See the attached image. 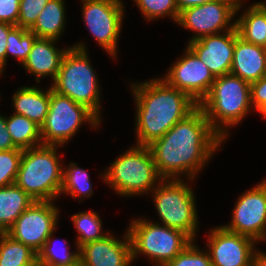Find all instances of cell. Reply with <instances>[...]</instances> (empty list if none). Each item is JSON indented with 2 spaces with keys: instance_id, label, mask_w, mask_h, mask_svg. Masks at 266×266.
I'll return each instance as SVG.
<instances>
[{
  "instance_id": "44dd1931",
  "label": "cell",
  "mask_w": 266,
  "mask_h": 266,
  "mask_svg": "<svg viewBox=\"0 0 266 266\" xmlns=\"http://www.w3.org/2000/svg\"><path fill=\"white\" fill-rule=\"evenodd\" d=\"M236 21L239 37L248 43L266 47V3L252 4Z\"/></svg>"
},
{
  "instance_id": "6da1fadb",
  "label": "cell",
  "mask_w": 266,
  "mask_h": 266,
  "mask_svg": "<svg viewBox=\"0 0 266 266\" xmlns=\"http://www.w3.org/2000/svg\"><path fill=\"white\" fill-rule=\"evenodd\" d=\"M223 141L198 106L149 147L162 179H179L186 174L194 180Z\"/></svg>"
},
{
  "instance_id": "d6986e66",
  "label": "cell",
  "mask_w": 266,
  "mask_h": 266,
  "mask_svg": "<svg viewBox=\"0 0 266 266\" xmlns=\"http://www.w3.org/2000/svg\"><path fill=\"white\" fill-rule=\"evenodd\" d=\"M56 41L54 39L37 38L27 59L21 64L29 73L36 76L38 83L40 82L39 78L44 76L46 78L47 75L51 76L54 81L58 74L61 61L68 48L57 49L54 45L57 43Z\"/></svg>"
},
{
  "instance_id": "4dcf8cb0",
  "label": "cell",
  "mask_w": 266,
  "mask_h": 266,
  "mask_svg": "<svg viewBox=\"0 0 266 266\" xmlns=\"http://www.w3.org/2000/svg\"><path fill=\"white\" fill-rule=\"evenodd\" d=\"M22 154L23 149L0 151V188L16 182Z\"/></svg>"
},
{
  "instance_id": "e0dca14e",
  "label": "cell",
  "mask_w": 266,
  "mask_h": 266,
  "mask_svg": "<svg viewBox=\"0 0 266 266\" xmlns=\"http://www.w3.org/2000/svg\"><path fill=\"white\" fill-rule=\"evenodd\" d=\"M124 241L110 233L100 240L86 243L79 248L82 266H130L133 261L132 244L128 231Z\"/></svg>"
},
{
  "instance_id": "f1b7e54d",
  "label": "cell",
  "mask_w": 266,
  "mask_h": 266,
  "mask_svg": "<svg viewBox=\"0 0 266 266\" xmlns=\"http://www.w3.org/2000/svg\"><path fill=\"white\" fill-rule=\"evenodd\" d=\"M37 38L35 33L22 27L15 26L7 37L6 62L10 54L23 64Z\"/></svg>"
},
{
  "instance_id": "52a82bcc",
  "label": "cell",
  "mask_w": 266,
  "mask_h": 266,
  "mask_svg": "<svg viewBox=\"0 0 266 266\" xmlns=\"http://www.w3.org/2000/svg\"><path fill=\"white\" fill-rule=\"evenodd\" d=\"M152 191L163 225L182 231L195 241V232L198 230L197 210L193 190L188 184L181 178L162 179Z\"/></svg>"
},
{
  "instance_id": "8992f818",
  "label": "cell",
  "mask_w": 266,
  "mask_h": 266,
  "mask_svg": "<svg viewBox=\"0 0 266 266\" xmlns=\"http://www.w3.org/2000/svg\"><path fill=\"white\" fill-rule=\"evenodd\" d=\"M103 175L104 182L121 196L148 194L162 180L150 147L139 145L120 155Z\"/></svg>"
},
{
  "instance_id": "277c9868",
  "label": "cell",
  "mask_w": 266,
  "mask_h": 266,
  "mask_svg": "<svg viewBox=\"0 0 266 266\" xmlns=\"http://www.w3.org/2000/svg\"><path fill=\"white\" fill-rule=\"evenodd\" d=\"M58 147L42 144L23 150L15 184L35 201H54L60 195L63 167Z\"/></svg>"
},
{
  "instance_id": "f35d334b",
  "label": "cell",
  "mask_w": 266,
  "mask_h": 266,
  "mask_svg": "<svg viewBox=\"0 0 266 266\" xmlns=\"http://www.w3.org/2000/svg\"><path fill=\"white\" fill-rule=\"evenodd\" d=\"M255 266H266V254L261 253L259 257L257 258Z\"/></svg>"
},
{
  "instance_id": "ffe728a7",
  "label": "cell",
  "mask_w": 266,
  "mask_h": 266,
  "mask_svg": "<svg viewBox=\"0 0 266 266\" xmlns=\"http://www.w3.org/2000/svg\"><path fill=\"white\" fill-rule=\"evenodd\" d=\"M15 113L27 117L40 128L45 122L50 104V87L46 92L36 87H21L13 94Z\"/></svg>"
},
{
  "instance_id": "d6a6232c",
  "label": "cell",
  "mask_w": 266,
  "mask_h": 266,
  "mask_svg": "<svg viewBox=\"0 0 266 266\" xmlns=\"http://www.w3.org/2000/svg\"><path fill=\"white\" fill-rule=\"evenodd\" d=\"M49 0H20L17 26L29 30Z\"/></svg>"
},
{
  "instance_id": "5bb4252c",
  "label": "cell",
  "mask_w": 266,
  "mask_h": 266,
  "mask_svg": "<svg viewBox=\"0 0 266 266\" xmlns=\"http://www.w3.org/2000/svg\"><path fill=\"white\" fill-rule=\"evenodd\" d=\"M261 182L238 197L232 220L224 225L256 242L266 240V180Z\"/></svg>"
},
{
  "instance_id": "836d02e7",
  "label": "cell",
  "mask_w": 266,
  "mask_h": 266,
  "mask_svg": "<svg viewBox=\"0 0 266 266\" xmlns=\"http://www.w3.org/2000/svg\"><path fill=\"white\" fill-rule=\"evenodd\" d=\"M251 104L266 119V75L250 83Z\"/></svg>"
},
{
  "instance_id": "cb8c5ba5",
  "label": "cell",
  "mask_w": 266,
  "mask_h": 266,
  "mask_svg": "<svg viewBox=\"0 0 266 266\" xmlns=\"http://www.w3.org/2000/svg\"><path fill=\"white\" fill-rule=\"evenodd\" d=\"M6 129L17 148L24 150L43 144L40 127L25 116L14 113L6 117Z\"/></svg>"
},
{
  "instance_id": "9c48e42d",
  "label": "cell",
  "mask_w": 266,
  "mask_h": 266,
  "mask_svg": "<svg viewBox=\"0 0 266 266\" xmlns=\"http://www.w3.org/2000/svg\"><path fill=\"white\" fill-rule=\"evenodd\" d=\"M85 121L95 128L101 120L86 106L56 93L51 87L48 114L40 128L43 145H64Z\"/></svg>"
},
{
  "instance_id": "1f68e13d",
  "label": "cell",
  "mask_w": 266,
  "mask_h": 266,
  "mask_svg": "<svg viewBox=\"0 0 266 266\" xmlns=\"http://www.w3.org/2000/svg\"><path fill=\"white\" fill-rule=\"evenodd\" d=\"M191 241L173 260L164 266H212L210 254L199 249Z\"/></svg>"
},
{
  "instance_id": "d4e9b609",
  "label": "cell",
  "mask_w": 266,
  "mask_h": 266,
  "mask_svg": "<svg viewBox=\"0 0 266 266\" xmlns=\"http://www.w3.org/2000/svg\"><path fill=\"white\" fill-rule=\"evenodd\" d=\"M0 266H37V253L6 232H0Z\"/></svg>"
},
{
  "instance_id": "ba28073f",
  "label": "cell",
  "mask_w": 266,
  "mask_h": 266,
  "mask_svg": "<svg viewBox=\"0 0 266 266\" xmlns=\"http://www.w3.org/2000/svg\"><path fill=\"white\" fill-rule=\"evenodd\" d=\"M133 260L144 254L156 266L173 260L192 240L182 231L144 219H135L128 228Z\"/></svg>"
},
{
  "instance_id": "60d3db41",
  "label": "cell",
  "mask_w": 266,
  "mask_h": 266,
  "mask_svg": "<svg viewBox=\"0 0 266 266\" xmlns=\"http://www.w3.org/2000/svg\"><path fill=\"white\" fill-rule=\"evenodd\" d=\"M265 63H266V47H264Z\"/></svg>"
},
{
  "instance_id": "603a6c76",
  "label": "cell",
  "mask_w": 266,
  "mask_h": 266,
  "mask_svg": "<svg viewBox=\"0 0 266 266\" xmlns=\"http://www.w3.org/2000/svg\"><path fill=\"white\" fill-rule=\"evenodd\" d=\"M65 20L64 0H49L29 31L38 38L58 40L64 32Z\"/></svg>"
},
{
  "instance_id": "83f0119b",
  "label": "cell",
  "mask_w": 266,
  "mask_h": 266,
  "mask_svg": "<svg viewBox=\"0 0 266 266\" xmlns=\"http://www.w3.org/2000/svg\"><path fill=\"white\" fill-rule=\"evenodd\" d=\"M53 233L47 238L42 249L37 254V264H54V265H71L81 264L79 248L76 252L68 251V247L61 245L56 247L53 245L55 239H52ZM59 243V242H58Z\"/></svg>"
},
{
  "instance_id": "f546056e",
  "label": "cell",
  "mask_w": 266,
  "mask_h": 266,
  "mask_svg": "<svg viewBox=\"0 0 266 266\" xmlns=\"http://www.w3.org/2000/svg\"><path fill=\"white\" fill-rule=\"evenodd\" d=\"M147 21L171 16L177 22L179 11L175 0H133Z\"/></svg>"
},
{
  "instance_id": "484cf974",
  "label": "cell",
  "mask_w": 266,
  "mask_h": 266,
  "mask_svg": "<svg viewBox=\"0 0 266 266\" xmlns=\"http://www.w3.org/2000/svg\"><path fill=\"white\" fill-rule=\"evenodd\" d=\"M70 194L73 198H80L79 201L90 197L93 193L90 177L84 169L71 162L67 169L63 168L62 186L60 194Z\"/></svg>"
},
{
  "instance_id": "5b68a950",
  "label": "cell",
  "mask_w": 266,
  "mask_h": 266,
  "mask_svg": "<svg viewBox=\"0 0 266 266\" xmlns=\"http://www.w3.org/2000/svg\"><path fill=\"white\" fill-rule=\"evenodd\" d=\"M84 44L68 48L63 56L52 90L86 106L100 119V86Z\"/></svg>"
},
{
  "instance_id": "9a60e30c",
  "label": "cell",
  "mask_w": 266,
  "mask_h": 266,
  "mask_svg": "<svg viewBox=\"0 0 266 266\" xmlns=\"http://www.w3.org/2000/svg\"><path fill=\"white\" fill-rule=\"evenodd\" d=\"M184 54L170 67L167 75L162 79L200 104L208 95L215 77L188 46Z\"/></svg>"
},
{
  "instance_id": "d590c367",
  "label": "cell",
  "mask_w": 266,
  "mask_h": 266,
  "mask_svg": "<svg viewBox=\"0 0 266 266\" xmlns=\"http://www.w3.org/2000/svg\"><path fill=\"white\" fill-rule=\"evenodd\" d=\"M14 27V25L0 22V74H2L6 65L7 37Z\"/></svg>"
},
{
  "instance_id": "7a4b0ae2",
  "label": "cell",
  "mask_w": 266,
  "mask_h": 266,
  "mask_svg": "<svg viewBox=\"0 0 266 266\" xmlns=\"http://www.w3.org/2000/svg\"><path fill=\"white\" fill-rule=\"evenodd\" d=\"M131 85L137 108L135 126L139 146L151 145L199 106L162 78Z\"/></svg>"
},
{
  "instance_id": "e575fe53",
  "label": "cell",
  "mask_w": 266,
  "mask_h": 266,
  "mask_svg": "<svg viewBox=\"0 0 266 266\" xmlns=\"http://www.w3.org/2000/svg\"><path fill=\"white\" fill-rule=\"evenodd\" d=\"M20 0H0V22L17 26Z\"/></svg>"
},
{
  "instance_id": "7402d4cb",
  "label": "cell",
  "mask_w": 266,
  "mask_h": 266,
  "mask_svg": "<svg viewBox=\"0 0 266 266\" xmlns=\"http://www.w3.org/2000/svg\"><path fill=\"white\" fill-rule=\"evenodd\" d=\"M35 202L15 183L0 188V232H6Z\"/></svg>"
},
{
  "instance_id": "8fae6325",
  "label": "cell",
  "mask_w": 266,
  "mask_h": 266,
  "mask_svg": "<svg viewBox=\"0 0 266 266\" xmlns=\"http://www.w3.org/2000/svg\"><path fill=\"white\" fill-rule=\"evenodd\" d=\"M84 23L96 42L116 57L124 6L121 0H83Z\"/></svg>"
},
{
  "instance_id": "ab89813d",
  "label": "cell",
  "mask_w": 266,
  "mask_h": 266,
  "mask_svg": "<svg viewBox=\"0 0 266 266\" xmlns=\"http://www.w3.org/2000/svg\"><path fill=\"white\" fill-rule=\"evenodd\" d=\"M37 266H63V265H54V264H37ZM64 266H82V264H71V265H64Z\"/></svg>"
},
{
  "instance_id": "4fadbf2b",
  "label": "cell",
  "mask_w": 266,
  "mask_h": 266,
  "mask_svg": "<svg viewBox=\"0 0 266 266\" xmlns=\"http://www.w3.org/2000/svg\"><path fill=\"white\" fill-rule=\"evenodd\" d=\"M207 248L212 266H255L262 253L254 249V239L227 230L223 225L213 228Z\"/></svg>"
},
{
  "instance_id": "30bf717a",
  "label": "cell",
  "mask_w": 266,
  "mask_h": 266,
  "mask_svg": "<svg viewBox=\"0 0 266 266\" xmlns=\"http://www.w3.org/2000/svg\"><path fill=\"white\" fill-rule=\"evenodd\" d=\"M241 0H214L199 6H193L179 12L177 24L195 31L189 41L206 35L220 34L235 28L232 18L242 7Z\"/></svg>"
},
{
  "instance_id": "3957f363",
  "label": "cell",
  "mask_w": 266,
  "mask_h": 266,
  "mask_svg": "<svg viewBox=\"0 0 266 266\" xmlns=\"http://www.w3.org/2000/svg\"><path fill=\"white\" fill-rule=\"evenodd\" d=\"M199 107L204 111L211 128L225 140L228 136L226 129L239 124L253 109L250 83L232 74L215 77Z\"/></svg>"
},
{
  "instance_id": "8d00e7d4",
  "label": "cell",
  "mask_w": 266,
  "mask_h": 266,
  "mask_svg": "<svg viewBox=\"0 0 266 266\" xmlns=\"http://www.w3.org/2000/svg\"><path fill=\"white\" fill-rule=\"evenodd\" d=\"M20 149L11 140V135L6 129V116L0 115V151Z\"/></svg>"
},
{
  "instance_id": "ac0fdd59",
  "label": "cell",
  "mask_w": 266,
  "mask_h": 266,
  "mask_svg": "<svg viewBox=\"0 0 266 266\" xmlns=\"http://www.w3.org/2000/svg\"><path fill=\"white\" fill-rule=\"evenodd\" d=\"M230 74L253 83L266 75L264 47L239 37L235 27V46Z\"/></svg>"
},
{
  "instance_id": "2e32d148",
  "label": "cell",
  "mask_w": 266,
  "mask_h": 266,
  "mask_svg": "<svg viewBox=\"0 0 266 266\" xmlns=\"http://www.w3.org/2000/svg\"><path fill=\"white\" fill-rule=\"evenodd\" d=\"M214 77L230 74L235 46V28L189 41L187 45Z\"/></svg>"
},
{
  "instance_id": "74e56055",
  "label": "cell",
  "mask_w": 266,
  "mask_h": 266,
  "mask_svg": "<svg viewBox=\"0 0 266 266\" xmlns=\"http://www.w3.org/2000/svg\"><path fill=\"white\" fill-rule=\"evenodd\" d=\"M177 7H178V11H182L184 9L193 7V6H199L208 2H212L214 0H175Z\"/></svg>"
},
{
  "instance_id": "4316f807",
  "label": "cell",
  "mask_w": 266,
  "mask_h": 266,
  "mask_svg": "<svg viewBox=\"0 0 266 266\" xmlns=\"http://www.w3.org/2000/svg\"><path fill=\"white\" fill-rule=\"evenodd\" d=\"M72 221L79 234L76 240L77 248L86 243L100 240L109 234V232L102 233V220L96 212L76 213L72 215Z\"/></svg>"
},
{
  "instance_id": "7c38bea8",
  "label": "cell",
  "mask_w": 266,
  "mask_h": 266,
  "mask_svg": "<svg viewBox=\"0 0 266 266\" xmlns=\"http://www.w3.org/2000/svg\"><path fill=\"white\" fill-rule=\"evenodd\" d=\"M58 210L53 201H35L18 217L6 233L38 254L47 238L56 229Z\"/></svg>"
}]
</instances>
